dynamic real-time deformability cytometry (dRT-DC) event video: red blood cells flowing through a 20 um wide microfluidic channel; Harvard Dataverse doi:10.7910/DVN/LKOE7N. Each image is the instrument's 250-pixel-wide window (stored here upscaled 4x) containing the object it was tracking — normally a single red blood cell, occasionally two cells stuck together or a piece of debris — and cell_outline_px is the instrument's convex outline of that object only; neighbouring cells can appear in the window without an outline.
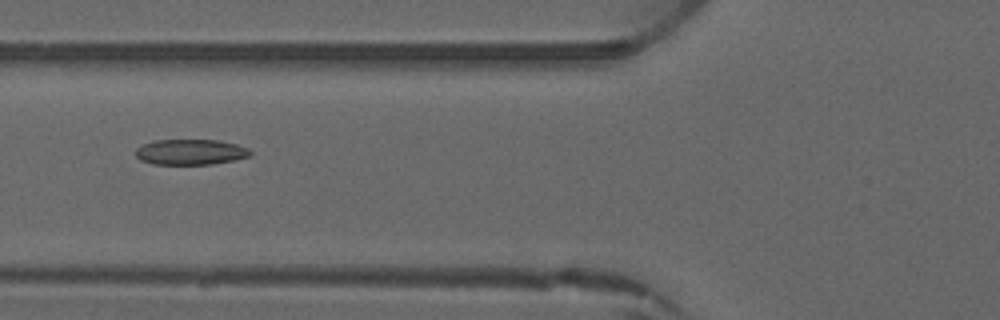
{"species": "common noctule bat (a hibernating species)", "species_latin": "Nyctalus noctula", "temperature_condition": "warm", "stored_images_in_passage": 3, "camera_frame_rate_fps": 3000, "um_per_image_px": 0.085, "animal": {"sex": "male", "forearm_length_mm": 52.5}, "frame": {"image": 1, "passage_image": 3, "time_ms": 2.333, "image_size_px": [1000, 320], "cell_outline_px": [[252, 156], [212, 164], [152, 164], [140, 160], [136, 156], [136, 148], [152, 140], [220, 140], [236, 144], [248, 148], [252, 152]], "centroid_in_image_um": [16.2, 12.92], "position_along_channel_um": 109.6, "area_um2": 17.11}}